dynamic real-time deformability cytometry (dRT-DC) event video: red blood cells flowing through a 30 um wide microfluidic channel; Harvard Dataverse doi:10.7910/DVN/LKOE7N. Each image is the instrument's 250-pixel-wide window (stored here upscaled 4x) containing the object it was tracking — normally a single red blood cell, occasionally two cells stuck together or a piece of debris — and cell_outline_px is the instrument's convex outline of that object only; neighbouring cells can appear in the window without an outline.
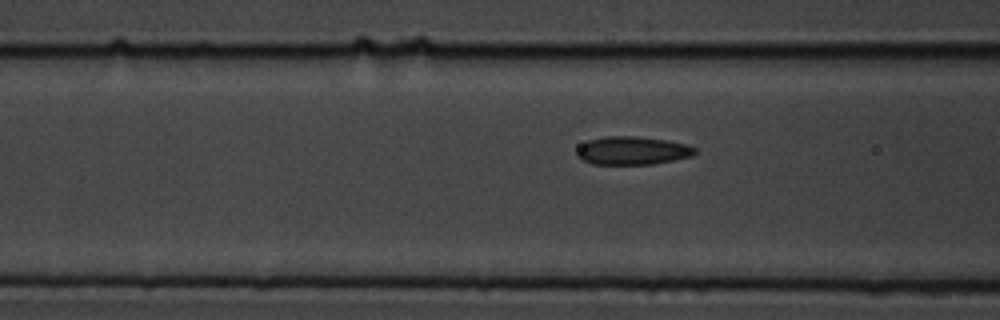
{"species": "common noctule bat (a hibernating species)", "species_latin": "Nyctalus noctula", "temperature_condition": "cold", "stored_images_in_passage": 17, "camera_frame_rate_fps": 3000, "um_per_image_px": 0.085, "animal": {"sex": "male", "body_mass_g": 19.5, "forearm_length_mm": 54.6}, "frame": {"image": 1, "passage_image": 8, "time_ms": 2.333, "image_size_px": [1000, 320], "cell_outline_px": [[696, 152], [692, 156], [652, 164], [592, 164], [576, 156], [576, 152], [580, 144], [588, 140], [604, 136], [636, 136], [664, 140], [688, 144], [696, 148]], "centroid_in_image_um": [53.73, 12.79], "position_along_channel_um": 112.9, "area_um2": 19.42}}
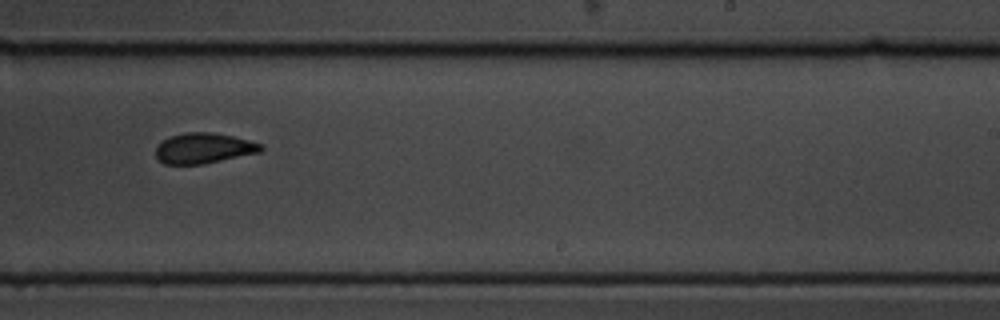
{"frame": {"image": 2, "passage_image": 12, "time_ms": 3.667, "image_size_px": [1000, 320], "cell_outline_px": [[264, 148], [260, 152], [204, 164], [164, 164], [156, 156], [156, 148], [164, 140], [172, 136], [184, 132], [212, 132], [232, 136], [264, 144]], "centroid_in_image_um": [17.35, 12.6], "position_along_channel_um": 271.7, "area_um2": 18.55}}
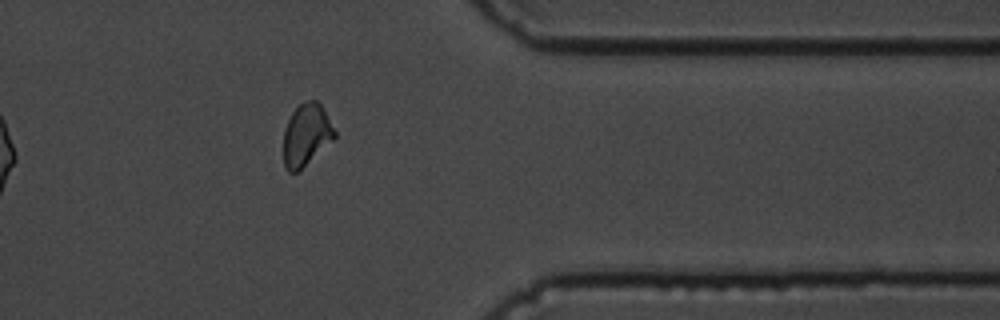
{"frame": {"image": 3, "passage_image": 15, "time_ms": 4.667, "image_size_px": [1000, 320], "cell_outline_px": [[336, 136], [332, 140], [296, 172], [288, 172], [284, 168], [284, 128], [292, 112], [300, 104], [308, 100], [316, 100], [320, 104], [336, 132]], "centroid_in_image_um": [26.01, 11.45], "position_along_channel_um": 385.4, "area_um2": 17.98}}